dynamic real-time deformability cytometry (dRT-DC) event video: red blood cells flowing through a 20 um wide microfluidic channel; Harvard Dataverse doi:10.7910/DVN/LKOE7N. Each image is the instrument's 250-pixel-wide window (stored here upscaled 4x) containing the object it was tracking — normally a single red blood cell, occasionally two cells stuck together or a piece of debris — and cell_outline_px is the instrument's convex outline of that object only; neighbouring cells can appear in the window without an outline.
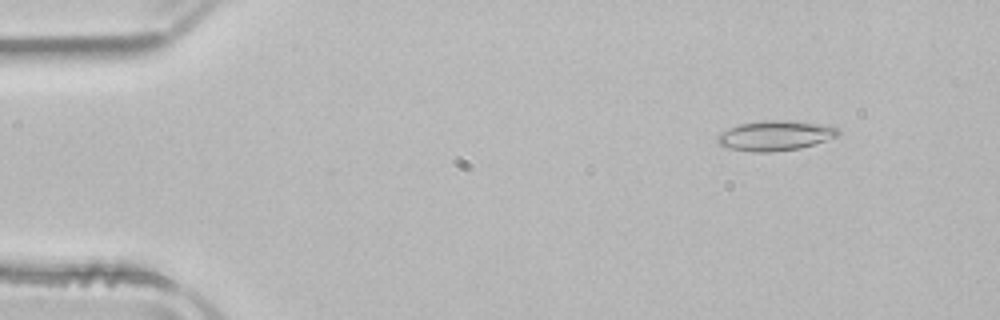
{"species": "common noctule bat (a hibernating species)", "species_latin": "Nyctalus noctula", "temperature_condition": "room temperature", "stored_images_in_passage": 48, "camera_frame_rate_fps": 3000, "um_per_image_px": 0.085, "animal": {"sex": "male", "body_mass_g": 21.5, "forearm_length_mm": 52.0}, "frame": {"image": 1, "passage_image": 2, "time_ms": 0.333, "image_size_px": [1000, 320], "cell_outline_px": [[840, 132], [836, 136], [800, 148], [772, 152], [752, 152], [728, 148], [720, 144], [716, 140], [716, 136], [720, 132], [728, 128], [740, 124], [764, 120], [792, 120], [820, 124], [836, 128]], "centroid_in_image_um": [65.82, 11.52], "position_along_channel_um": 19.2, "area_um2": 20.92}}
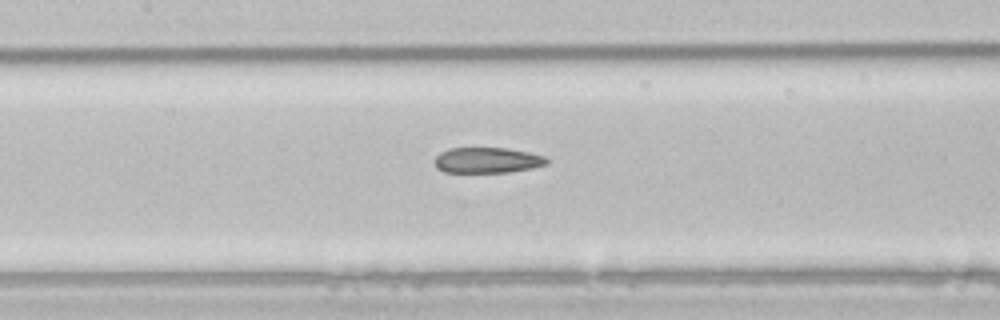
{"frame": {"image": 2, "passage_image": 20, "time_ms": 6.333, "image_size_px": [1000, 320], "cell_outline_px": [[548, 164], [532, 168], [508, 172], [444, 172], [436, 168], [432, 160], [440, 152], [448, 148], [508, 148], [528, 152], [544, 156], [548, 160]], "centroid_in_image_um": [41.37, 13.62], "position_along_channel_um": 166.0, "area_um2": 16.88}}
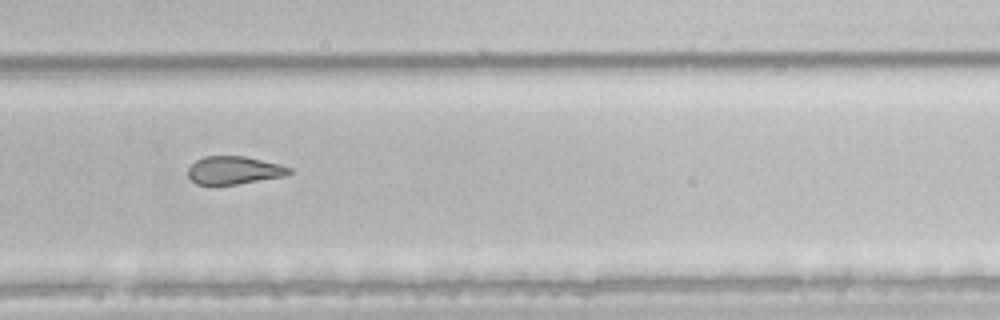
{"frame": {"image": 3, "passage_image": 31, "time_ms": 10.0, "image_size_px": [1000, 320], "cell_outline_px": [[292, 172], [288, 176], [236, 184], [196, 184], [188, 176], [188, 168], [196, 160], [204, 156], [244, 156], [280, 164], [292, 168]], "centroid_in_image_um": [19.93, 14.47], "position_along_channel_um": 309.9, "area_um2": 16.53}, "authors_computed_cell_mechanics": {"area_um2": 18.9006, "velocity_mm_per_s": 3.9449, "shape_relaxation_time_tau1_ms": null, "shape_relaxation_time_tau2_ms": 3.4489, "deformation_change_tau1": null, "deformation_change_tau2": 0.1191}}